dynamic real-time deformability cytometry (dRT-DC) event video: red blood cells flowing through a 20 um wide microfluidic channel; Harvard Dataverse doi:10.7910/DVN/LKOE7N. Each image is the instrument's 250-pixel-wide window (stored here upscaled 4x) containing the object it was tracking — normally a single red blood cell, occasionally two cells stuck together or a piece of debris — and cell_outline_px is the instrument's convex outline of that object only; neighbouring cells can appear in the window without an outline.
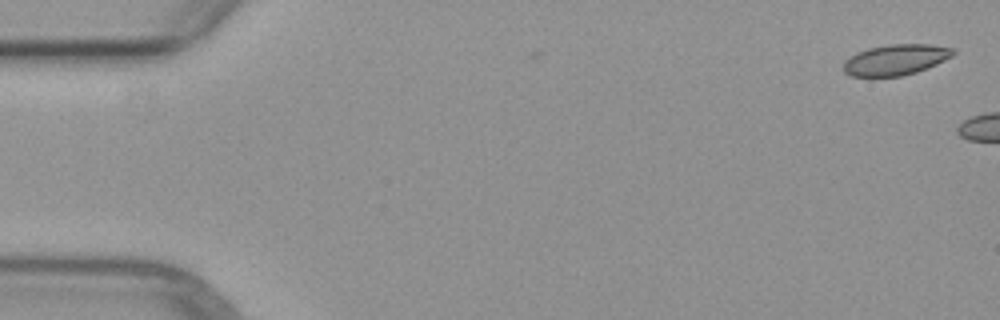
{"species": "common noctule bat (a hibernating species)", "species_latin": "Nyctalus noctula", "temperature_condition": "warm", "stored_images_in_passage": 3, "camera_frame_rate_fps": 3000, "um_per_image_px": 0.085, "animal": {"sex": "female", "body_mass_g": 29.2, "forearm_length_mm": 56.3}, "frame": {"image": 1, "passage_image": 1, "time_ms": 0.0, "image_size_px": [1000, 320], "cell_outline_px": [[956, 52], [952, 56], [936, 64], [916, 72], [900, 76], [852, 76], [844, 72], [844, 60], [856, 52], [868, 48], [888, 44], [928, 44], [952, 48]], "centroid_in_image_um": [76.11, 5.07], "position_along_channel_um": 8.9, "area_um2": 19.54}}